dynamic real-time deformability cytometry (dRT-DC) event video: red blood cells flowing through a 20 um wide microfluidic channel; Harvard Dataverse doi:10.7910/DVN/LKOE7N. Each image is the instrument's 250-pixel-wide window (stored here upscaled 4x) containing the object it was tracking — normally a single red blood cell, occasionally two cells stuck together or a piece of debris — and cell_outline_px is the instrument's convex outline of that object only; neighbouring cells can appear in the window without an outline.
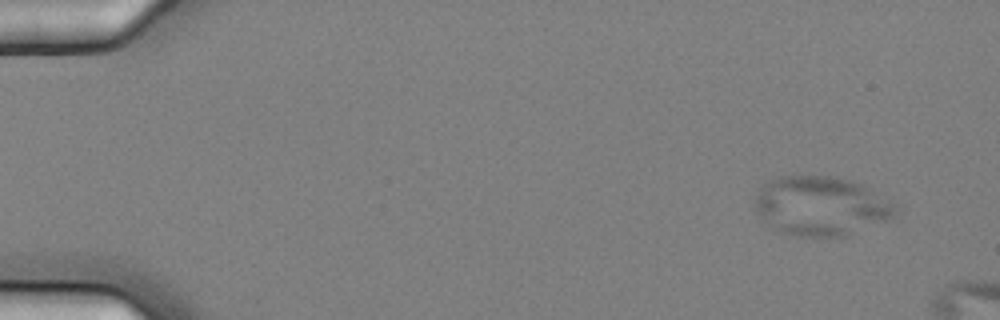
{"species": "common noctule bat (a hibernating species)", "species_latin": "Nyctalus noctula", "temperature_condition": "cold", "stored_images_in_passage": 4, "camera_frame_rate_fps": 3000, "um_per_image_px": 0.085, "animal": {"sex": "female", "body_mass_g": 25.1}, "frame": {"image": 1, "passage_image": 1, "time_ms": 0.0, "image_size_px": [1000, 320], "cell_outline_px": [[896, 212], [888, 220], [844, 236], [800, 236], [784, 232], [768, 224], [760, 216], [752, 204], [760, 188], [764, 184], [780, 176], [836, 176], [852, 180], [860, 184], [896, 204]], "centroid_in_image_um": [69.77, 17.49], "position_along_channel_um": 15.2, "area_um2": 47.97}}